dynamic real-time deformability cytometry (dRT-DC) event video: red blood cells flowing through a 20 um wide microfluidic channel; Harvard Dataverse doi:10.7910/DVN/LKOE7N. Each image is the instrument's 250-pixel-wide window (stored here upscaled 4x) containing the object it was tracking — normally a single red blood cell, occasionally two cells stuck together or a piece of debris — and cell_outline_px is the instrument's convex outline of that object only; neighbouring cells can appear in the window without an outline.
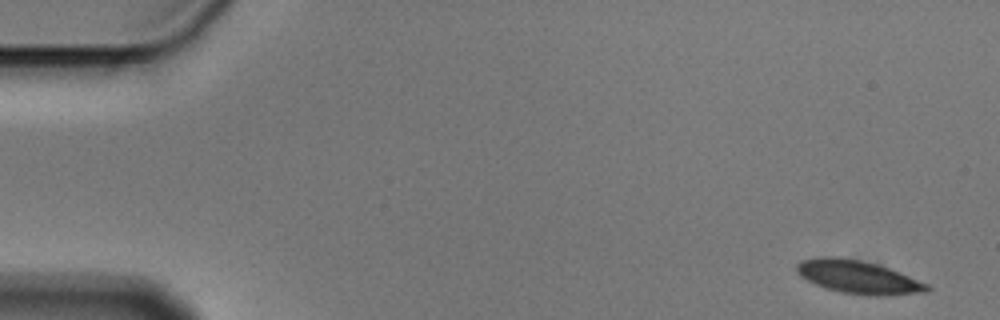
{"species": "Egyptian fruit bat (a non-hibernating species)", "species_latin": "Rousettus aegyptiacus", "temperature_condition": "cold", "stored_images_in_passage": 4, "camera_frame_rate_fps": 3000, "um_per_image_px": 0.085, "animal": {"sex": "male"}, "frame": {"image": 1, "passage_image": 1, "time_ms": 0.0, "image_size_px": [1000, 320], "cell_outline_px": [[932, 288], [928, 292], [884, 296], [868, 296], [840, 292], [824, 288], [800, 276], [796, 272], [796, 264], [800, 260], [820, 256], [840, 256], [864, 260], [888, 268], [928, 284]], "centroid_in_image_um": [72.92, 23.54], "position_along_channel_um": 12.1, "area_um2": 25.49}}
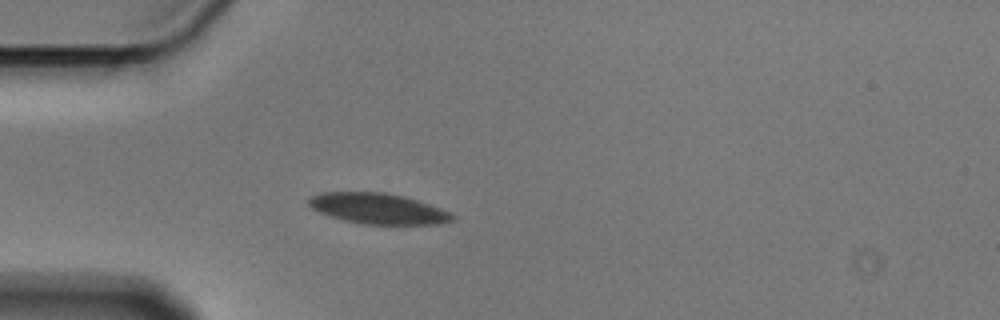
{"frame": {"image": 2, "passage_image": 4, "time_ms": 1.0, "image_size_px": [1000, 320], "cell_outline_px": [[456, 216], [452, 220], [440, 224], [364, 224], [344, 220], [320, 212], [312, 208], [308, 204], [308, 200], [312, 196], [320, 192], [384, 192], [404, 196], [440, 208]], "centroid_in_image_um": [32.12, 17.72], "position_along_channel_um": 52.9, "area_um2": 25.37}}